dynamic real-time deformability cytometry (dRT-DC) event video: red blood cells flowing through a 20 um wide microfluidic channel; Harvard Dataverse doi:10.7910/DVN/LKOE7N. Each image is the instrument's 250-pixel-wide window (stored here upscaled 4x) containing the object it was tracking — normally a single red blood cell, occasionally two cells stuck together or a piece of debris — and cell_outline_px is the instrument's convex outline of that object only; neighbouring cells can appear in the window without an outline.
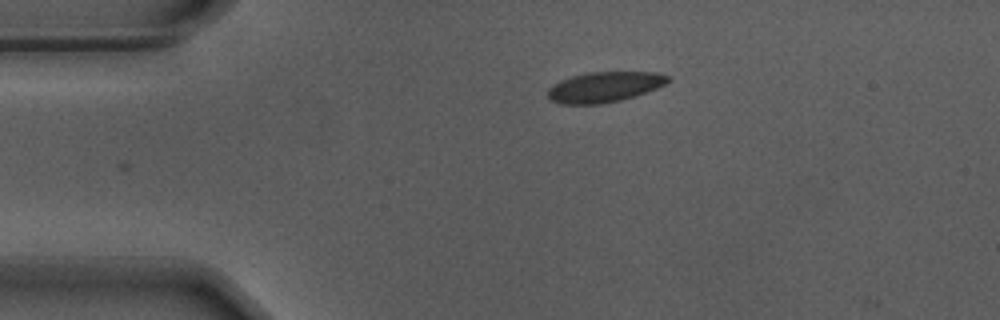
{"species": "Egyptian fruit bat (a non-hibernating species)", "species_latin": "Rousettus aegyptiacus", "temperature_condition": "warm", "stored_images_in_passage": 32, "camera_frame_rate_fps": 3000, "um_per_image_px": 0.085, "animal": {"sex": "male"}, "frame": {"image": 1, "passage_image": 1, "time_ms": 0.0, "image_size_px": [1000, 320], "cell_outline_px": [[672, 80], [656, 88], [636, 96], [620, 100], [600, 104], [560, 104], [552, 100], [548, 96], [548, 88], [552, 84], [560, 80], [572, 76], [588, 72], [656, 72], [668, 76]], "centroid_in_image_um": [51.37, 7.39], "position_along_channel_um": 33.6, "area_um2": 21.27}}
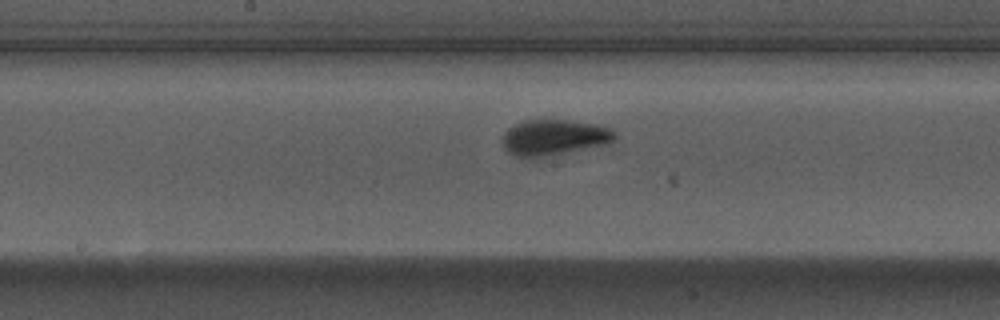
{"frame": {"image": 2, "passage_image": 18, "time_ms": 5.667, "image_size_px": [1000, 320], "cell_outline_px": [[616, 136], [612, 140], [604, 144], [532, 160], [512, 156], [504, 148], [504, 132], [508, 128], [524, 120], [572, 120], [600, 124], [616, 132]], "centroid_in_image_um": [47.05, 11.7], "position_along_channel_um": 201.1, "area_um2": 23.7}}
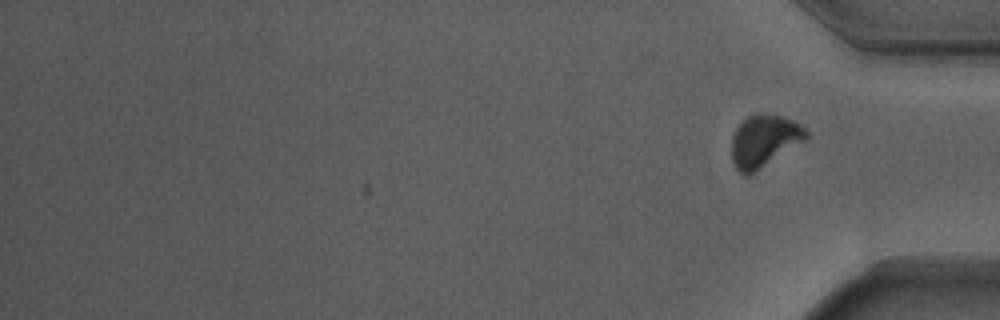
{"frame": {"image": 3, "passage_image": 32, "time_ms": 10.333, "image_size_px": [1000, 320], "cell_outline_px": [[808, 136], [804, 140], [748, 176], [744, 176], [736, 168], [732, 160], [732, 136], [736, 128], [748, 116], [756, 112], [780, 116], [792, 120], [800, 124], [808, 132]], "centroid_in_image_um": [64.92, 11.96], "position_along_channel_um": 370.3, "area_um2": 22.25}, "authors_computed_cell_mechanics": {"area_um2": 22.1085, "velocity_mm_per_s": 3.6726, "shape_relaxation_time_tau1_ms": 2.9144, "shape_relaxation_time_tau2_ms": null, "deformation_change_tau1": 0.1228, "deformation_change_tau2": null}}